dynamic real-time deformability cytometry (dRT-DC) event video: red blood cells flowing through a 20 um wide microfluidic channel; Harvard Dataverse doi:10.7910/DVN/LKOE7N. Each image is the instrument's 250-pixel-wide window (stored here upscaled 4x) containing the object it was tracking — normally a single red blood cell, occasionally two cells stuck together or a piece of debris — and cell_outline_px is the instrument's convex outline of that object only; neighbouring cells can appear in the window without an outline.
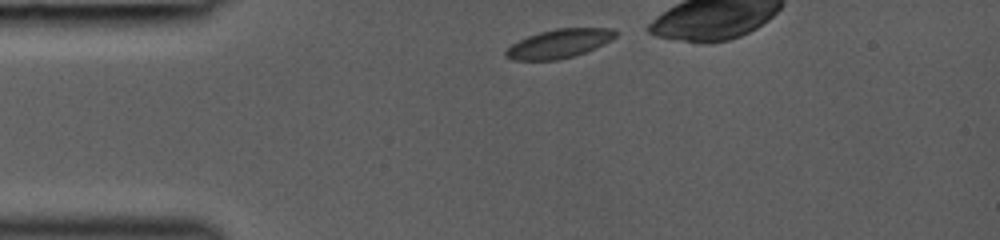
{"species": "common noctule bat (a hibernating species)", "species_latin": "Nyctalus noctula", "temperature_condition": "room temperature", "stored_images_in_passage": 30, "camera_frame_rate_fps": 3000, "um_per_image_px": 0.085, "animal": {"sex": "female", "body_mass_g": 19.0, "forearm_length_mm": 53.3}, "frame": {"image": 1, "passage_image": 1, "time_ms": 0.0, "image_size_px": [1000, 240], "cell_outline_px": [[616, 36], [612, 40], [596, 48], [572, 56], [556, 60], [512, 60], [504, 56], [504, 52], [512, 44], [528, 36], [540, 32], [556, 28], [612, 28], [616, 32]], "centroid_in_image_um": [47.52, 3.7], "position_along_channel_um": 37.5, "area_um2": 18.32}}
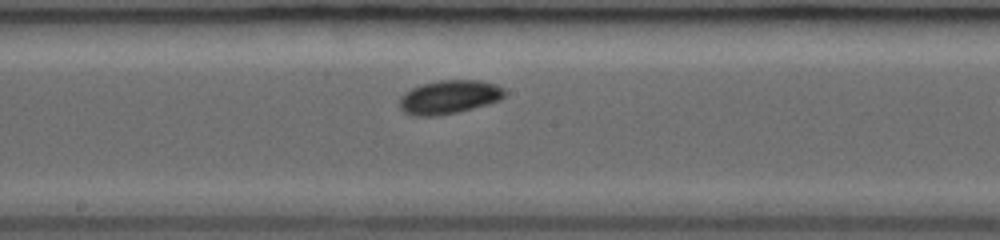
{"frame": {"image": 2, "passage_image": 15, "time_ms": 4.667, "image_size_px": [1000, 240], "cell_outline_px": [[504, 96], [500, 100], [488, 104], [456, 112], [436, 116], [412, 116], [404, 112], [396, 104], [400, 96], [404, 92], [412, 88], [424, 84], [440, 80], [480, 80], [496, 84], [504, 88]], "centroid_in_image_um": [38.13, 8.25], "position_along_channel_um": 210.1, "area_um2": 20.75}}
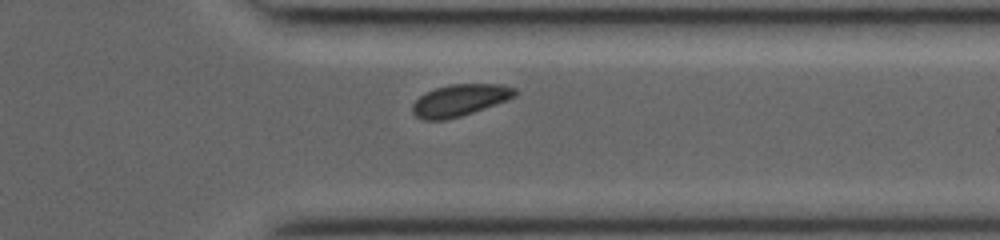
{"frame": {"image": 3, "passage_image": 26, "time_ms": 8.333, "image_size_px": [1000, 240], "cell_outline_px": [[516, 96], [496, 104], [460, 116], [444, 120], [424, 120], [416, 116], [412, 112], [412, 104], [424, 92], [448, 84], [504, 84], [516, 88]], "centroid_in_image_um": [39.07, 8.5], "position_along_channel_um": 372.3, "area_um2": 18.96}}